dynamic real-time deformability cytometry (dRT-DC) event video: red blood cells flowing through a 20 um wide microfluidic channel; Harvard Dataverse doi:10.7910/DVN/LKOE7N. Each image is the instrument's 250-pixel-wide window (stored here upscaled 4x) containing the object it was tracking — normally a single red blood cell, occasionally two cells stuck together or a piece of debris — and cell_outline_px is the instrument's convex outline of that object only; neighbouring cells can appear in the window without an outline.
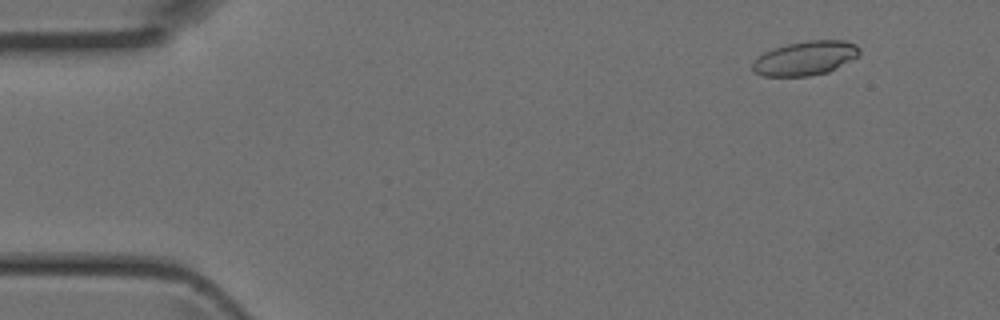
{"species": "Egyptian fruit bat (a non-hibernating species)", "species_latin": "Rousettus aegyptiacus", "temperature_condition": "room temperature", "stored_images_in_passage": 46, "camera_frame_rate_fps": 3000, "um_per_image_px": 0.085, "animal": {"sex": "female"}, "frame": {"image": 1, "passage_image": 5, "time_ms": 1.333, "image_size_px": [1000, 320], "cell_outline_px": [[860, 56], [828, 72], [808, 76], [764, 76], [752, 72], [752, 60], [764, 52], [772, 48], [788, 44], [808, 40], [844, 40], [856, 44], [860, 48]], "centroid_in_image_um": [68.44, 4.94], "position_along_channel_um": 16.6, "area_um2": 21.56}}
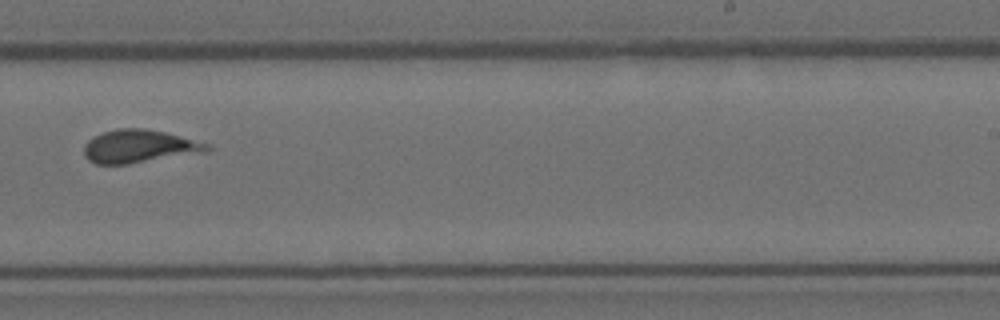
{"frame": {"image": 2, "passage_image": 29, "time_ms": 9.333, "image_size_px": [1000, 320], "cell_outline_px": [[212, 148], [204, 152], [128, 164], [96, 164], [88, 160], [84, 156], [84, 144], [88, 140], [104, 132], [116, 128], [144, 128], [164, 132], [208, 144]], "centroid_in_image_um": [11.78, 12.44], "position_along_channel_um": 277.2, "area_um2": 23.41}}
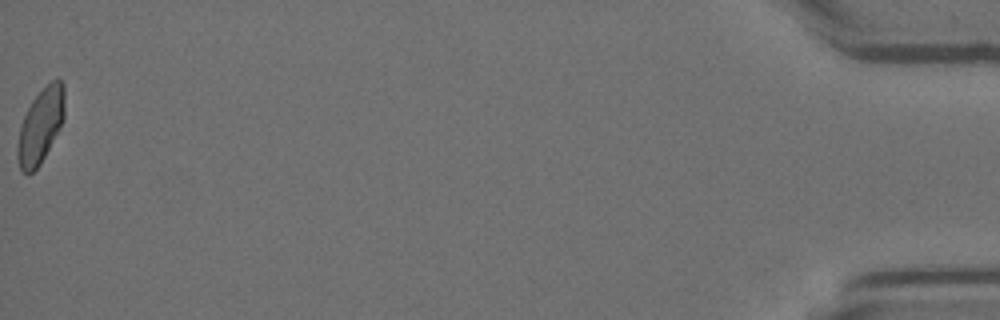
{"frame": {"image": 3, "passage_image": 46, "time_ms": 15.0, "image_size_px": [1000, 320], "cell_outline_px": [[64, 116], [40, 164], [28, 176], [20, 172], [16, 156], [16, 148], [20, 124], [32, 100], [52, 80], [60, 80], [64, 84]], "centroid_in_image_um": [3.39, 10.74], "position_along_channel_um": 431.8, "area_um2": 20.17}}